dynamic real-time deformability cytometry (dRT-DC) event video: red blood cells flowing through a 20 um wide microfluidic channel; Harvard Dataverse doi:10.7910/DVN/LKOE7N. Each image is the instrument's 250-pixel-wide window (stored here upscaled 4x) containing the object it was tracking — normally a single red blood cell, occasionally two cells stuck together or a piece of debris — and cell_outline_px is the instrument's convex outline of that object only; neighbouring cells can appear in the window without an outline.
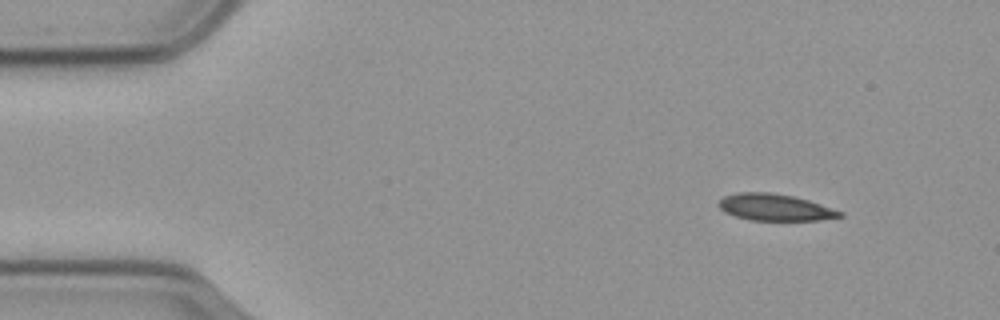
{"species": "common noctule bat (a hibernating species)", "species_latin": "Nyctalus noctula", "temperature_condition": "cold", "stored_images_in_passage": 12, "camera_frame_rate_fps": 3000, "um_per_image_px": 0.085, "animal": {"sex": "male", "body_mass_g": 23.1, "forearm_length_mm": 52.7}, "frame": {"image": 1, "passage_image": 1, "time_ms": 0.0, "image_size_px": [1000, 320], "cell_outline_px": [[844, 216], [820, 220], [748, 220], [724, 212], [716, 204], [724, 196], [736, 192], [768, 192], [792, 196], [808, 200], [844, 212]], "centroid_in_image_um": [65.85, 17.62], "position_along_channel_um": 19.2, "area_um2": 18.84}}
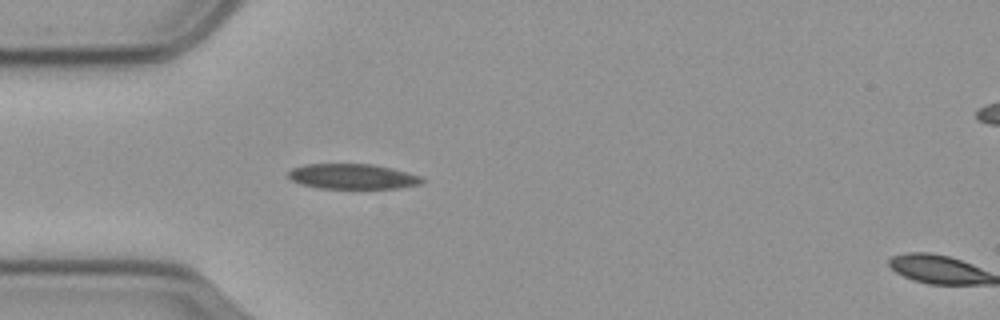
{"frame": {"image": 2, "passage_image": 11, "time_ms": 3.333, "image_size_px": [1000, 320], "cell_outline_px": [[424, 180], [420, 184], [396, 188], [316, 188], [300, 184], [292, 180], [288, 176], [288, 172], [292, 168], [304, 164], [372, 164], [392, 168], [420, 176]], "centroid_in_image_um": [29.92, 15.0], "position_along_channel_um": 55.1, "area_um2": 19.54}}